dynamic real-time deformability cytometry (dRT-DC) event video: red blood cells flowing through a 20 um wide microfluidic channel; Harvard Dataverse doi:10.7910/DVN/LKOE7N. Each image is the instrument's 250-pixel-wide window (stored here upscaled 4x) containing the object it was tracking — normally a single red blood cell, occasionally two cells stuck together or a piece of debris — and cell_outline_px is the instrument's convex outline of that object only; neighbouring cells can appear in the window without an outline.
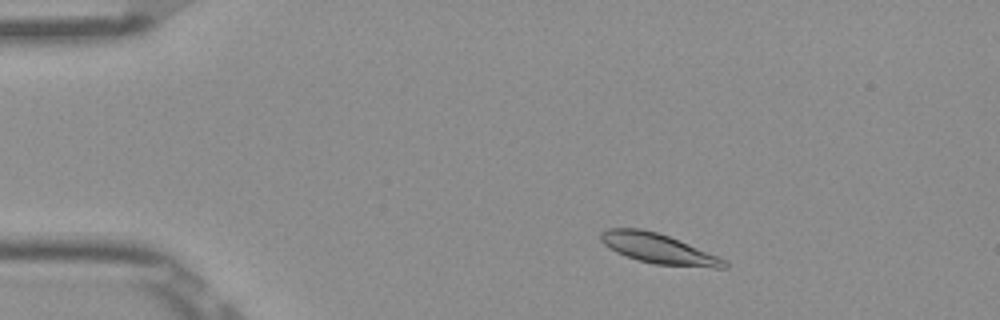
{"species": "Egyptian fruit bat (a non-hibernating species)", "species_latin": "Rousettus aegyptiacus", "temperature_condition": "room temperature", "stored_images_in_passage": 50, "camera_frame_rate_fps": 3000, "um_per_image_px": 0.085, "frame": {"image": 1, "passage_image": 6, "time_ms": 1.667, "image_size_px": [1000, 320], "cell_outline_px": [[728, 268], [712, 268], [656, 264], [636, 260], [616, 252], [608, 248], [600, 240], [600, 232], [608, 228], [640, 228], [656, 232], [668, 236], [688, 244], [716, 256], [724, 260], [728, 264]], "centroid_in_image_um": [55.9, 21.13], "position_along_channel_um": 29.1, "area_um2": 21.39}}
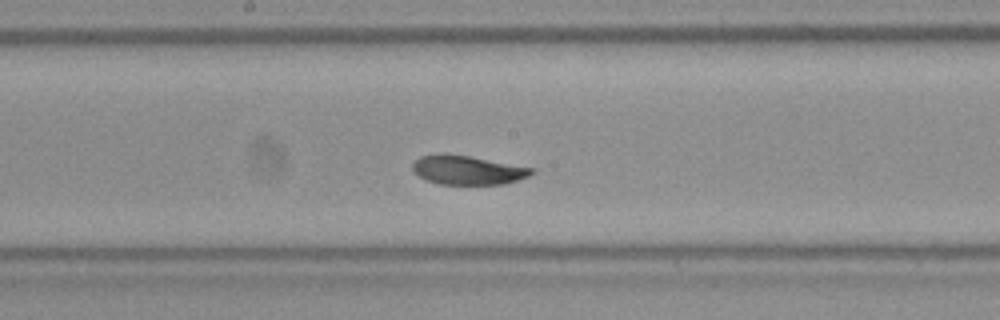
{"frame": {"image": 2, "passage_image": 25, "time_ms": 8.0, "image_size_px": [1000, 320], "cell_outline_px": [[536, 172], [528, 176], [504, 184], [440, 184], [428, 180], [412, 172], [412, 164], [420, 156], [468, 156], [536, 168]], "centroid_in_image_um": [39.81, 14.48], "position_along_channel_um": 208.4, "area_um2": 19.54}}
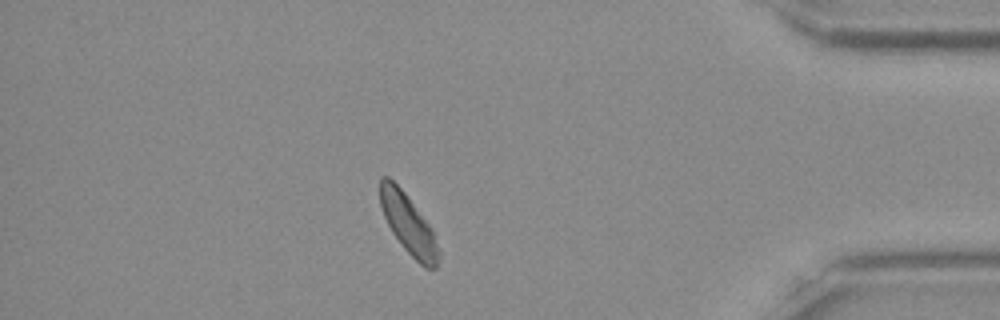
{"frame": {"image": 3, "passage_image": 43, "time_ms": 14.0, "image_size_px": [1000, 320], "cell_outline_px": [[440, 256], [436, 268], [424, 268], [404, 248], [392, 232], [384, 216], [380, 204], [380, 176], [388, 176], [404, 192], [432, 228], [440, 252]], "centroid_in_image_um": [34.72, 19.07], "position_along_channel_um": 400.5, "area_um2": 20.11}, "authors_computed_cell_mechanics": {"area_um2": 20.9236, "velocity_mm_per_s": 3.8421, "shape_relaxation_time_tau1_ms": 1.9736, "shape_relaxation_time_tau2_ms": null, "deformation_change_tau1": 0.0789, "deformation_change_tau2": null}}